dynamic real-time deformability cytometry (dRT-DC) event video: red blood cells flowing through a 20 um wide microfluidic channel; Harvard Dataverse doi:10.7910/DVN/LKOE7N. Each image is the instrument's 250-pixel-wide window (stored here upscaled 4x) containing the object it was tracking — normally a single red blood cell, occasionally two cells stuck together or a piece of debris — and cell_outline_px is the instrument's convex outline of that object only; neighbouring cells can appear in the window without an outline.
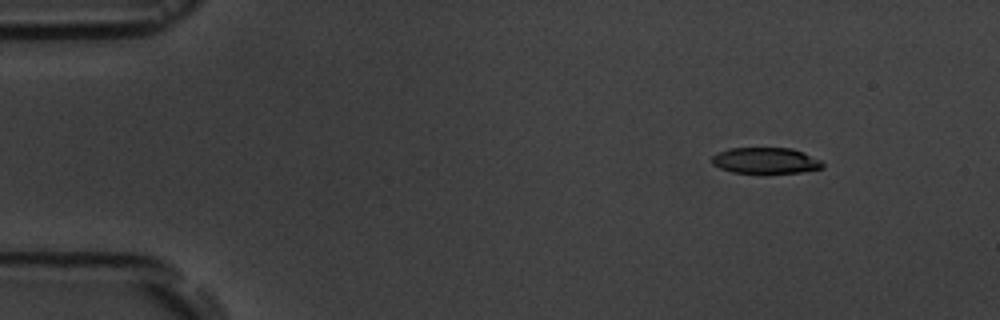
{"species": "common noctule bat (a hibernating species)", "species_latin": "Nyctalus noctula", "temperature_condition": "room temperature", "stored_images_in_passage": 5, "camera_frame_rate_fps": 3000, "um_per_image_px": 0.085, "animal": {"sex": "male", "body_mass_g": 19.5, "forearm_length_mm": 54.6}, "frame": {"image": 1, "passage_image": 2, "time_ms": 1.333, "image_size_px": [1000, 320], "cell_outline_px": [[824, 168], [800, 172], [732, 172], [720, 168], [712, 164], [712, 156], [716, 152], [728, 148], [792, 148], [804, 152], [820, 160], [824, 164]], "centroid_in_image_um": [65.06, 13.63], "position_along_channel_um": 19.9, "area_um2": 16.7}}
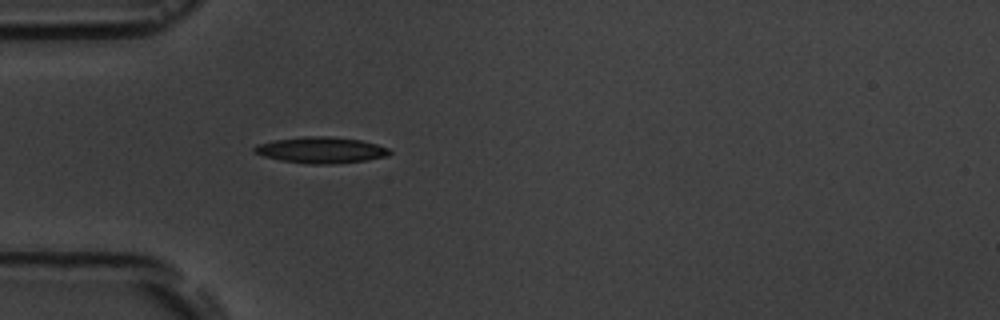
{"frame": {"image": 2, "passage_image": 5, "time_ms": 4.667, "image_size_px": [1000, 320], "cell_outline_px": [[392, 152], [388, 156], [364, 160], [332, 164], [308, 164], [280, 160], [264, 156], [252, 152], [252, 148], [256, 144], [276, 140], [304, 136], [328, 136], [360, 140], [376, 144], [388, 148]], "centroid_in_image_um": [27.25, 12.75], "position_along_channel_um": 57.7, "area_um2": 20.58}}